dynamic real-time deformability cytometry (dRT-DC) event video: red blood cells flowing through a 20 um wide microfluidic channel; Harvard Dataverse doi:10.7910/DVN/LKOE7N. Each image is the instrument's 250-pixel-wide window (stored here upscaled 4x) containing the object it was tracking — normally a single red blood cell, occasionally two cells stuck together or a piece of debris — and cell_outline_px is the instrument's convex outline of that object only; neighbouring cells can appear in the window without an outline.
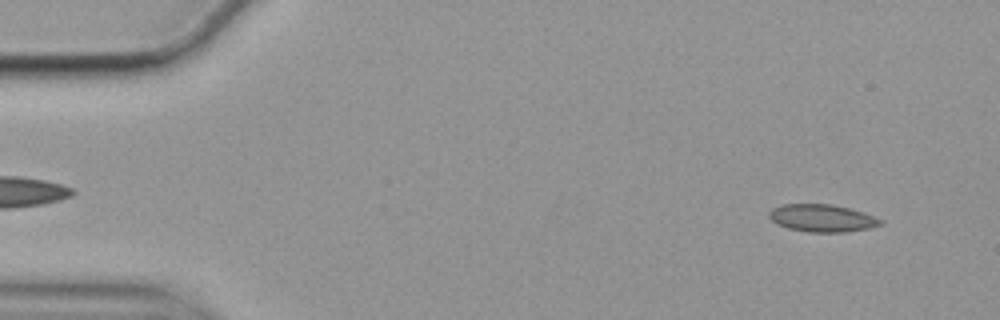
{"species": "common noctule bat (a hibernating species)", "species_latin": "Nyctalus noctula", "temperature_condition": "cold", "stored_images_in_passage": 56, "camera_frame_rate_fps": 3000, "um_per_image_px": 0.085, "animal": {"sex": "female", "body_mass_g": 19.9}, "frame": {"image": 1, "passage_image": 4, "time_ms": 1.0, "image_size_px": [1000, 320], "cell_outline_px": [[884, 224], [868, 228], [844, 232], [808, 232], [788, 228], [776, 224], [768, 216], [768, 212], [772, 208], [780, 204], [832, 204], [864, 212], [884, 220]], "centroid_in_image_um": [69.87, 18.53], "position_along_channel_um": 15.1, "area_um2": 17.98}}
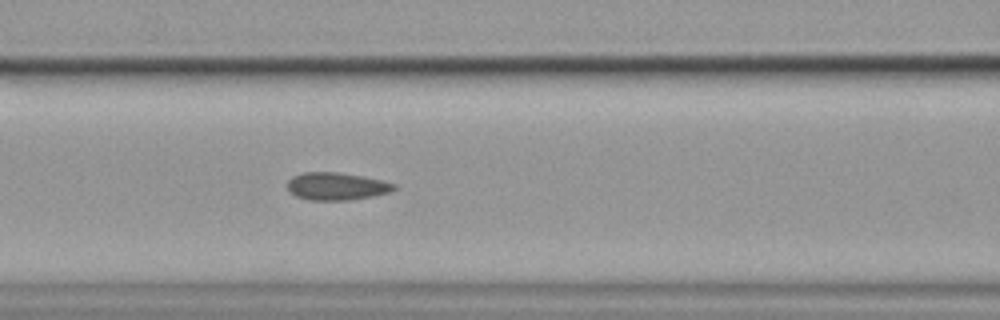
{"frame": {"image": 2, "passage_image": 23, "time_ms": 7.333, "image_size_px": [1000, 320], "cell_outline_px": [[400, 188], [392, 192], [372, 196], [348, 200], [308, 200], [296, 196], [288, 188], [288, 180], [292, 176], [304, 172], [336, 172], [360, 176], [380, 180], [396, 184]], "centroid_in_image_um": [28.64, 15.84], "position_along_channel_um": 138.0, "area_um2": 17.11}}
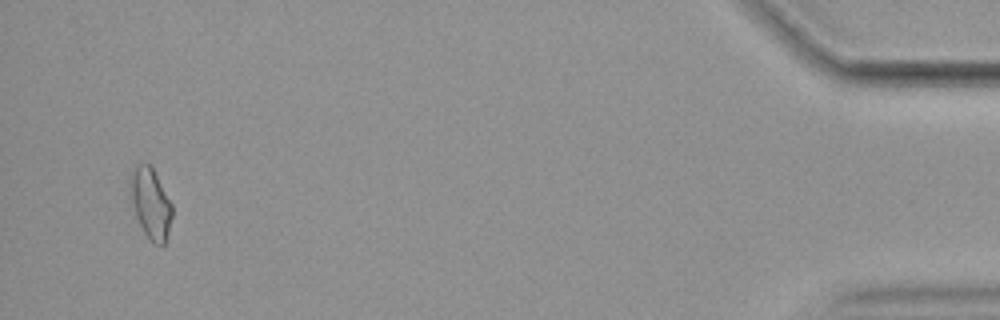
{"frame": {"image": 3, "passage_image": 54, "time_ms": 17.667, "image_size_px": [1000, 320], "cell_outline_px": [[172, 216], [168, 232], [164, 244], [156, 244], [144, 232], [136, 216], [128, 192], [128, 184], [136, 164], [148, 164], [152, 168], [172, 204]], "centroid_in_image_um": [12.78, 17.26], "position_along_channel_um": 422.4, "area_um2": 16.88}}